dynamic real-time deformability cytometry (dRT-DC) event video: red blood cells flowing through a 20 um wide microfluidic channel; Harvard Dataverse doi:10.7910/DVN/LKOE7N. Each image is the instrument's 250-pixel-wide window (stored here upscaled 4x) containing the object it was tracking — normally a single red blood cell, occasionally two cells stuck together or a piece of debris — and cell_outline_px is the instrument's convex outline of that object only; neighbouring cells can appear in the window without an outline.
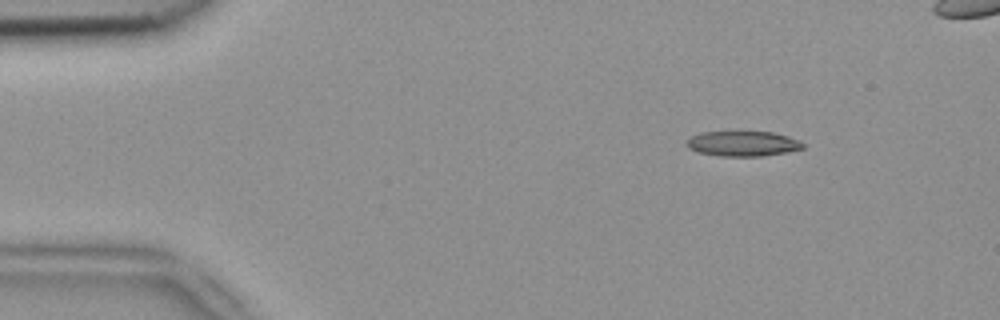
{"species": "common noctule bat (a hibernating species)", "species_latin": "Nyctalus noctula", "temperature_condition": "room temperature", "stored_images_in_passage": 5, "segment_of_instrument_passage": [1, 2], "camera_frame_rate_fps": 3000, "um_per_image_px": 0.085, "animal": {"sex": "female", "body_mass_g": 18.4}, "frame": {"image": 1, "passage_image": 2, "time_ms": 0.333, "image_size_px": [1000, 320], "cell_outline_px": [[804, 148], [788, 152], [764, 156], [720, 156], [696, 152], [688, 148], [684, 144], [692, 136], [700, 132], [772, 132], [788, 136], [800, 140], [804, 144]], "centroid_in_image_um": [63.14, 12.22], "position_along_channel_um": 21.9, "area_um2": 17.17}}